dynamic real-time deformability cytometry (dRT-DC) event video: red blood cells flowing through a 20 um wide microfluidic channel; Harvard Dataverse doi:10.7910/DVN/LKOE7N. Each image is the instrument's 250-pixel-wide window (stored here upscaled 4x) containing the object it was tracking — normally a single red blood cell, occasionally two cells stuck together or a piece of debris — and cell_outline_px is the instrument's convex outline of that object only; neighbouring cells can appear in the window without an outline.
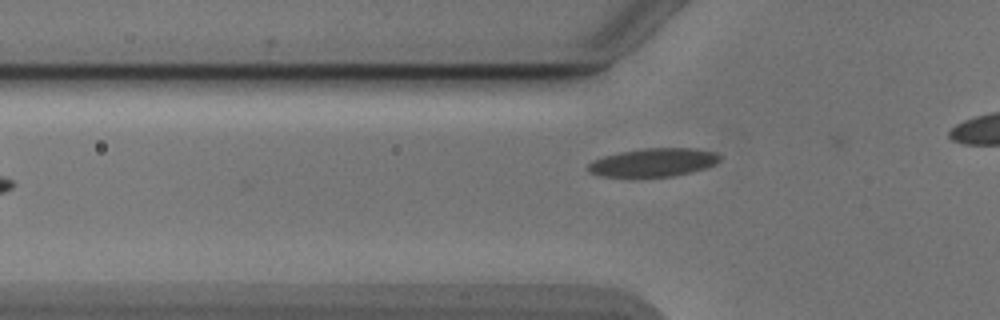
{"species": "Egyptian fruit bat (a non-hibernating species)", "species_latin": "Rousettus aegyptiacus", "temperature_condition": "cold", "stored_images_in_passage": 5, "camera_frame_rate_fps": 3000, "um_per_image_px": 0.085, "animal": {"sex": "male"}, "frame": {"image": 1, "passage_image": 3, "time_ms": 0.667, "image_size_px": [1000, 320], "cell_outline_px": [[720, 160], [716, 164], [704, 168], [672, 176], [628, 180], [600, 176], [588, 172], [588, 164], [592, 160], [604, 156], [620, 152], [644, 148], [696, 148], [716, 152], [720, 156]], "centroid_in_image_um": [55.46, 13.85], "position_along_channel_um": 70.3, "area_um2": 22.6}}